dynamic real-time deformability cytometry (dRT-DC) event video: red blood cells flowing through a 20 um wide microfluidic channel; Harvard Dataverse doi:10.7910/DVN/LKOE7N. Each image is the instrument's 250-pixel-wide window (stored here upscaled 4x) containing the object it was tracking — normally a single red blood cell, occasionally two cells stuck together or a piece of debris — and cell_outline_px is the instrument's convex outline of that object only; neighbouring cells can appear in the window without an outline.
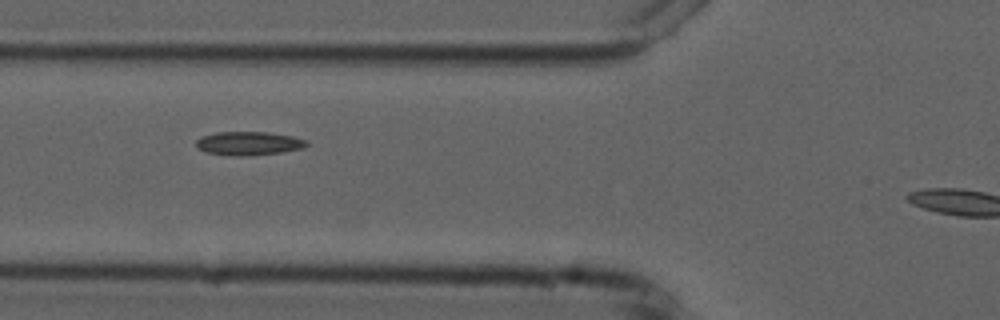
{"species": "common noctule bat (a hibernating species)", "species_latin": "Nyctalus noctula", "temperature_condition": "cold", "stored_images_in_passage": 7, "segment_of_instrument_passage": [1, 2], "camera_frame_rate_fps": 3000, "um_per_image_px": 0.085, "animal": {"sex": "male", "forearm_length_mm": 52.5}, "frame": {"image": 1, "passage_image": 4, "time_ms": 3.333, "image_size_px": [1000, 320], "cell_outline_px": [[308, 144], [304, 148], [284, 152], [252, 156], [232, 156], [204, 152], [196, 148], [196, 140], [200, 136], [216, 132], [268, 132], [292, 136], [308, 140]], "centroid_in_image_um": [21.13, 12.2], "position_along_channel_um": 104.7, "area_um2": 15.61}}
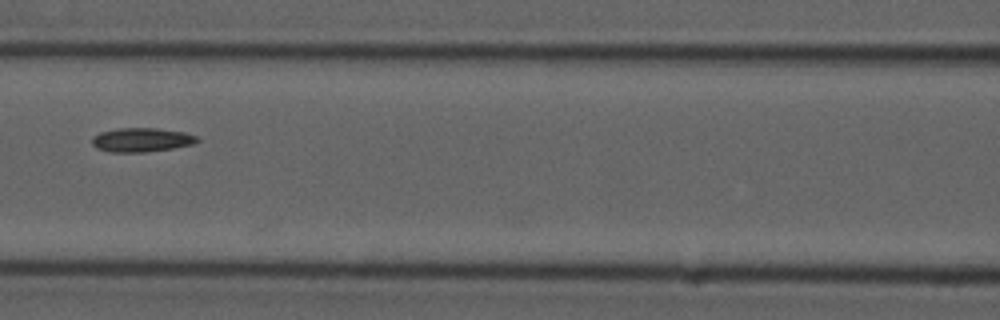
{"frame": {"image": 2, "passage_image": 5, "time_ms": 4.667, "image_size_px": [1000, 320], "cell_outline_px": [[200, 140], [192, 144], [172, 148], [144, 152], [108, 152], [96, 148], [92, 144], [92, 136], [100, 132], [120, 128], [156, 128], [184, 132], [196, 136]], "centroid_in_image_um": [11.99, 11.89], "position_along_channel_um": 154.6, "area_um2": 14.68}}
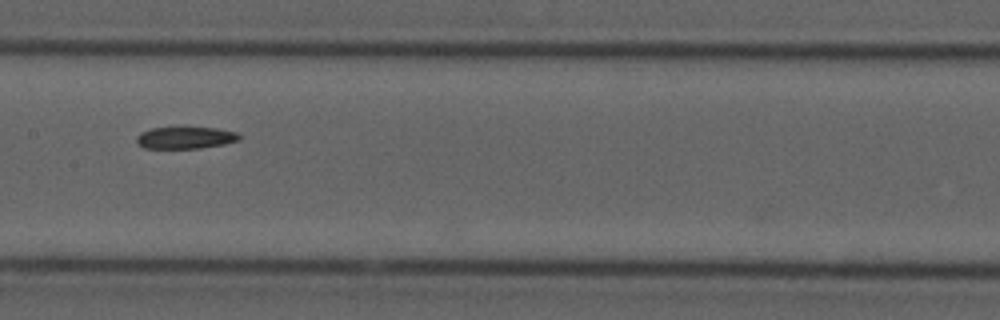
{"frame": {"image": 3, "passage_image": 6, "time_ms": 5.667, "image_size_px": [1000, 320], "cell_outline_px": [[240, 140], [224, 144], [200, 148], [144, 148], [136, 144], [136, 136], [140, 132], [152, 128], [216, 128], [236, 132], [240, 136]], "centroid_in_image_um": [15.72, 11.71], "position_along_channel_um": 191.7, "area_um2": 13.06}}